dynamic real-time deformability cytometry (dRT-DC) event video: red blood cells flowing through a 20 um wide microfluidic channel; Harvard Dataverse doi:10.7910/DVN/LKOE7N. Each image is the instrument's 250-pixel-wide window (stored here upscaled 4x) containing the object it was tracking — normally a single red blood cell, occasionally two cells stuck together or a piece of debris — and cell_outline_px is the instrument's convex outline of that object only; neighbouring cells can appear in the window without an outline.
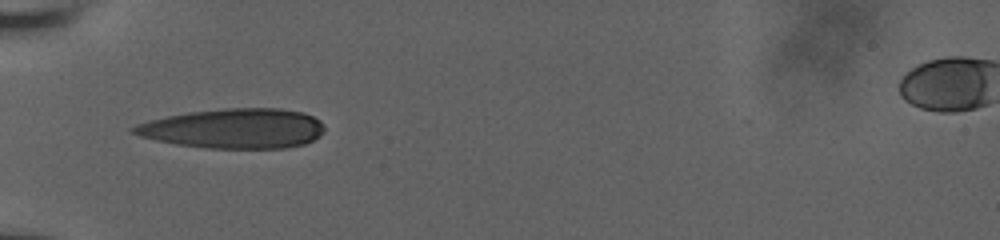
{"species": "human", "species_latin": "Homo sapiens", "temperature_condition": "room temperature", "stored_images_in_passage": 37, "camera_frame_rate_fps": 3000, "um_per_image_px": 0.085, "donor": {"sex": "male"}, "frame": {"image": 1, "passage_image": 1, "time_ms": 0.0, "image_size_px": [1000, 240], "cell_outline_px": [[324, 132], [320, 136], [304, 144], [284, 148], [208, 148], [176, 144], [156, 140], [140, 136], [132, 132], [128, 128], [136, 124], [168, 116], [188, 112], [224, 108], [280, 108], [304, 112], [320, 120], [324, 124]], "centroid_in_image_um": [19.91, 10.92], "position_along_channel_um": 65.1, "area_um2": 44.33}}
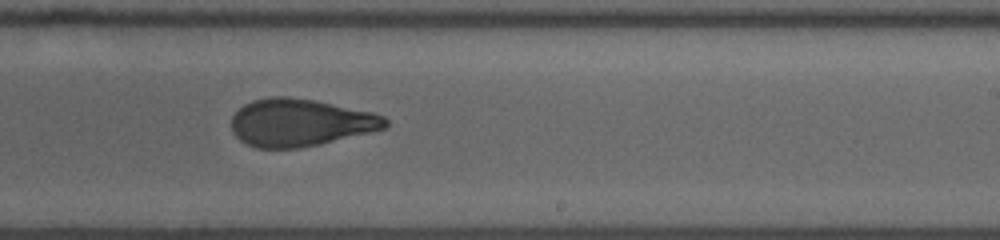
{"frame": {"image": 2, "passage_image": 17, "time_ms": 5.333, "image_size_px": [1000, 240], "cell_outline_px": [[388, 124], [384, 128], [320, 144], [296, 148], [256, 148], [240, 140], [232, 132], [232, 116], [244, 104], [252, 100], [272, 96], [288, 96], [316, 100], [372, 112], [384, 116], [388, 120]], "centroid_in_image_um": [25.49, 10.41], "position_along_channel_um": 263.5, "area_um2": 42.43}}
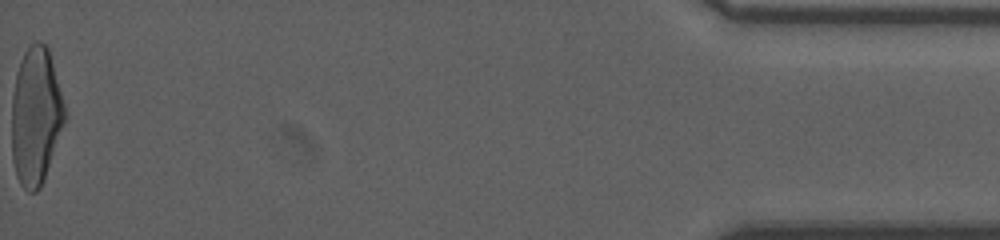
{"frame": {"image": 3, "passage_image": 37, "time_ms": 12.0, "image_size_px": [1000, 240], "cell_outline_px": [[68, 116], [44, 180], [40, 188], [36, 192], [28, 192], [20, 184], [16, 176], [12, 160], [12, 96], [16, 72], [20, 60], [24, 52], [36, 40], [44, 44], [48, 48]], "centroid_in_image_um": [3.05, 9.9], "position_along_channel_um": 432.2, "area_um2": 42.95}, "authors_computed_cell_mechanics": {"area_um2": 42.9454, "velocity_mm_per_s": 3.8469, "shape_relaxation_time_tau1_ms": 5.9521, "shape_relaxation_time_tau2_ms": 1.636, "deformation_change_tau1": 0.2097, "deformation_change_tau2": 0.0931}}